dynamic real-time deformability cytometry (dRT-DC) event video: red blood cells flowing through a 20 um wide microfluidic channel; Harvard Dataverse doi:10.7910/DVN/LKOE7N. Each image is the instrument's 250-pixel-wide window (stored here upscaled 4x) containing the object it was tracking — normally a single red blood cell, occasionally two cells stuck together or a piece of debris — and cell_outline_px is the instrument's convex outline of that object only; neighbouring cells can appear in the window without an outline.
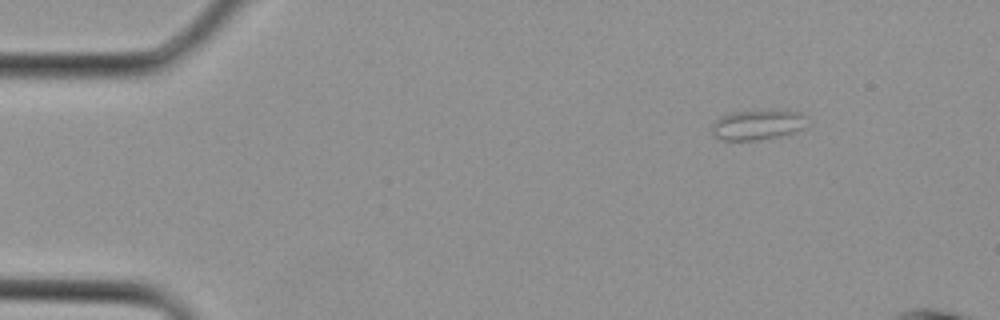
{"species": "Egyptian fruit bat (a non-hibernating species)", "species_latin": "Rousettus aegyptiacus", "temperature_condition": "cold", "stored_images_in_passage": 3, "camera_frame_rate_fps": 3000, "um_per_image_px": 0.085, "animal": {"sex": "female"}, "frame": {"image": 1, "passage_image": 3, "time_ms": 0.667, "image_size_px": [1000, 320], "cell_outline_px": [[804, 128], [780, 136], [756, 140], [724, 140], [716, 136], [712, 132], [712, 124], [720, 116], [732, 112], [772, 108], [804, 112]], "centroid_in_image_um": [64.4, 10.56], "position_along_channel_um": 20.6, "area_um2": 16.99}}